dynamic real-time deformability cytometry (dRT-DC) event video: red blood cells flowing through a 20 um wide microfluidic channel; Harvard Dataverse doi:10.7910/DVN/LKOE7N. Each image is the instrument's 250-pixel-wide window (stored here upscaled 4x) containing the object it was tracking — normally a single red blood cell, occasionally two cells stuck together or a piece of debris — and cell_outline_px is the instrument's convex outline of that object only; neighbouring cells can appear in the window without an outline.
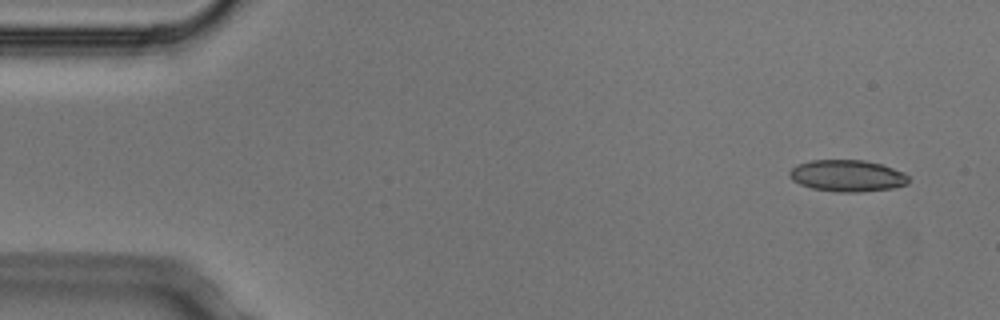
{"species": "Egyptian fruit bat (a non-hibernating species)", "species_latin": "Rousettus aegyptiacus", "temperature_condition": "cold", "stored_images_in_passage": 4, "camera_frame_rate_fps": 3000, "um_per_image_px": 0.085, "animal": {"sex": "male"}, "frame": {"image": 1, "passage_image": 1, "time_ms": 0.0, "image_size_px": [1000, 320], "cell_outline_px": [[908, 184], [892, 188], [860, 192], [840, 192], [812, 188], [800, 184], [792, 180], [788, 176], [788, 172], [796, 164], [812, 160], [864, 160], [880, 164], [904, 172], [908, 176]], "centroid_in_image_um": [72.0, 14.94], "position_along_channel_um": 13.0, "area_um2": 21.96}}
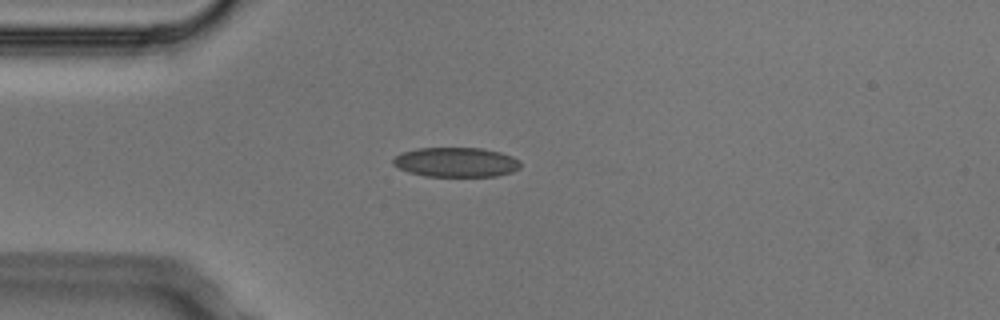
{"frame": {"image": 2, "passage_image": 4, "time_ms": 1.0, "image_size_px": [1000, 320], "cell_outline_px": [[520, 168], [512, 172], [496, 176], [424, 176], [408, 172], [392, 164], [392, 160], [400, 152], [416, 148], [480, 148], [500, 152], [512, 156], [520, 160]], "centroid_in_image_um": [38.75, 13.78], "position_along_channel_um": 46.2, "area_um2": 22.08}}